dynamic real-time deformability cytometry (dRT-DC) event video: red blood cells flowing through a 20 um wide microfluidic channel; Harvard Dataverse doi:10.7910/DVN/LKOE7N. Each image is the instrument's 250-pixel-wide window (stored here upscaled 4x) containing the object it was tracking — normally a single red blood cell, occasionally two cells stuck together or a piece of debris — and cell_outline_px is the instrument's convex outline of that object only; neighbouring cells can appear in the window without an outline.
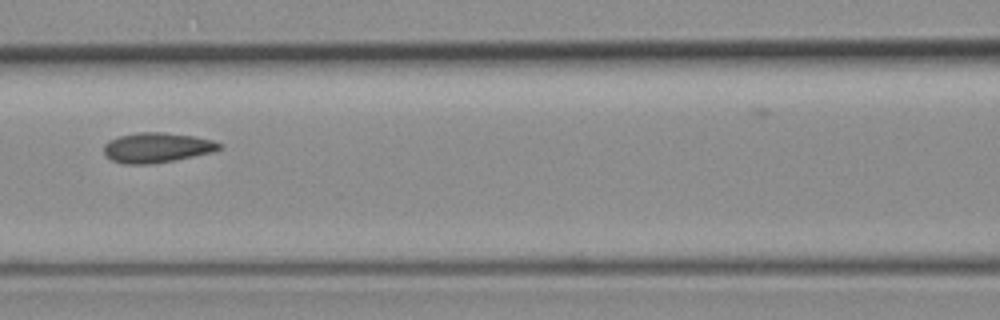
{"species": "common noctule bat (a hibernating species)", "species_latin": "Nyctalus noctula", "temperature_condition": "room temperature", "stored_images_in_passage": 7, "camera_frame_rate_fps": 3000, "um_per_image_px": 0.085, "animal": {"sex": "female", "body_mass_g": 19.3, "forearm_length_mm": 54.1}, "frame": {"image": 1, "passage_image": 6, "time_ms": 5.667, "image_size_px": [1000, 320], "cell_outline_px": [[224, 148], [216, 152], [172, 160], [148, 164], [124, 164], [112, 160], [104, 156], [104, 144], [108, 140], [120, 136], [136, 132], [164, 132], [192, 136], [212, 140], [220, 144]], "centroid_in_image_um": [13.33, 12.54], "position_along_channel_um": 153.3, "area_um2": 20.23}}
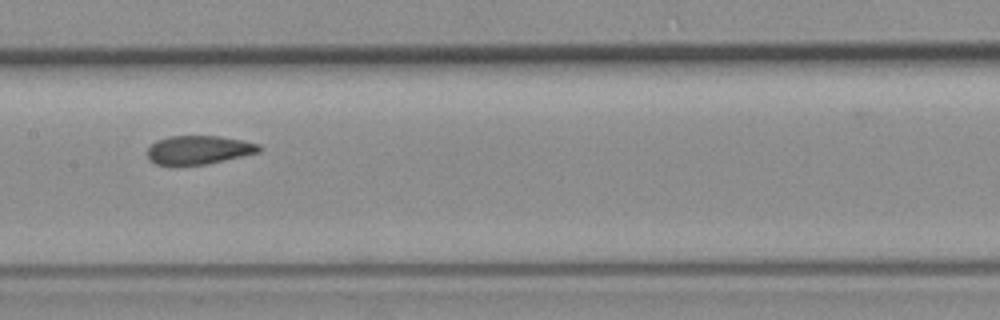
{"frame": {"image": 2, "passage_image": 7, "time_ms": 6.667, "image_size_px": [1000, 320], "cell_outline_px": [[260, 152], [208, 164], [172, 168], [156, 164], [148, 160], [148, 148], [156, 140], [168, 136], [220, 136], [244, 140], [260, 144]], "centroid_in_image_um": [16.84, 12.78], "position_along_channel_um": 190.6, "area_um2": 19.36}}